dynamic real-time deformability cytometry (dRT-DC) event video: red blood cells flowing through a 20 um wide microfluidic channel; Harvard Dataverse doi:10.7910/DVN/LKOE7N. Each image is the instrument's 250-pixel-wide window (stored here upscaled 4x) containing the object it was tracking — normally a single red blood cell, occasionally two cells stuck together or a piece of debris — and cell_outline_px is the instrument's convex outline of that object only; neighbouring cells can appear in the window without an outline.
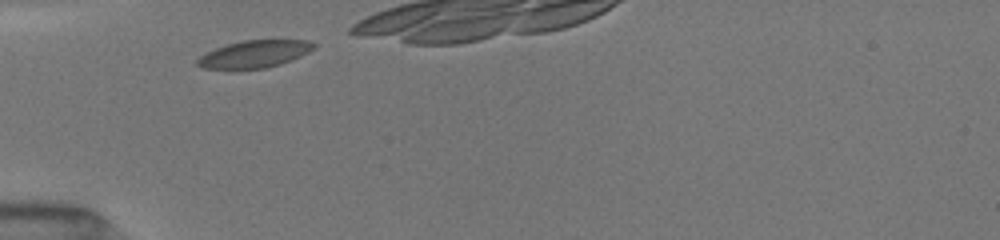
{"species": "common noctule bat (a hibernating species)", "species_latin": "Nyctalus noctula", "temperature_condition": "room temperature", "stored_images_in_passage": 11, "camera_frame_rate_fps": 3000, "um_per_image_px": 0.085, "animal": {"sex": "female", "body_mass_g": 19.5, "forearm_length_mm": 54.1}, "frame": {"image": 1, "passage_image": 1, "time_ms": 0.0, "image_size_px": [1000, 240], "cell_outline_px": [[316, 48], [292, 60], [280, 64], [264, 68], [204, 68], [196, 64], [196, 60], [200, 56], [216, 48], [228, 44], [244, 40], [308, 40], [316, 44]], "centroid_in_image_um": [21.67, 4.58], "position_along_channel_um": 63.3, "area_um2": 18.21}}